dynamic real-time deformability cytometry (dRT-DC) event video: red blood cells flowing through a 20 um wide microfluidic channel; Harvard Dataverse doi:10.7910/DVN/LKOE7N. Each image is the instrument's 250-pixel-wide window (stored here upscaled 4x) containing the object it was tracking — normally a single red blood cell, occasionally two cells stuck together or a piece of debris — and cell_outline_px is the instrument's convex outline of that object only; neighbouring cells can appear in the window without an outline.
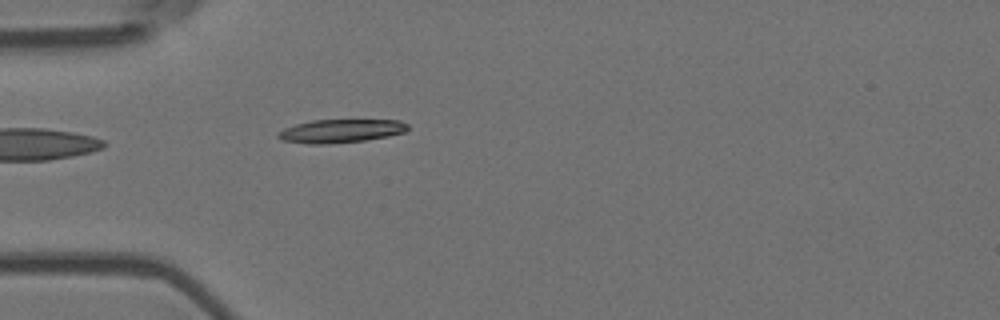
{"species": "Egyptian fruit bat (a non-hibernating species)", "species_latin": "Rousettus aegyptiacus", "temperature_condition": "room temperature", "stored_images_in_passage": 1, "camera_frame_rate_fps": 3000, "um_per_image_px": 0.085, "animal": {"sex": "female"}, "frame": {"image": 1, "passage_image": 1, "time_ms": 0.0, "image_size_px": [1000, 320], "cell_outline_px": [[408, 128], [404, 132], [388, 136], [364, 140], [324, 144], [308, 144], [280, 140], [276, 136], [276, 132], [284, 128], [296, 124], [312, 120], [400, 120], [408, 124]], "centroid_in_image_um": [28.91, 11.13], "position_along_channel_um": 56.1, "area_um2": 17.69}}